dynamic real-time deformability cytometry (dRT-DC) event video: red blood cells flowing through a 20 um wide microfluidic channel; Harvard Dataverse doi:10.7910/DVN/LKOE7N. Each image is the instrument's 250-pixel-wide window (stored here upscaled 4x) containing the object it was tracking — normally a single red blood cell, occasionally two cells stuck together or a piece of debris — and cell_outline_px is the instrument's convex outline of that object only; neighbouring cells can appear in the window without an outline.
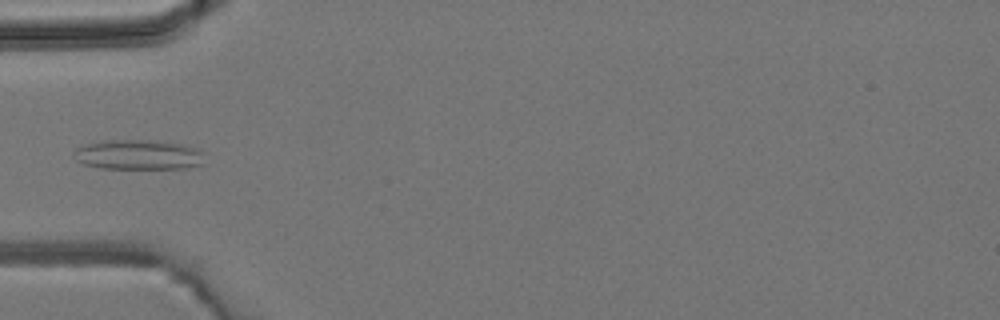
{"species": "common noctule bat (a hibernating species)", "species_latin": "Nyctalus noctula", "temperature_condition": "room temperature", "stored_images_in_passage": 4, "camera_frame_rate_fps": 3000, "um_per_image_px": 0.085, "animal": {"sex": "male", "body_mass_g": 19.2, "forearm_length_mm": 51.8}, "frame": {"image": 1, "passage_image": 4, "time_ms": 4.333, "image_size_px": [1000, 320], "cell_outline_px": [[204, 164], [188, 168], [100, 168], [84, 164], [76, 160], [72, 156], [72, 152], [80, 144], [100, 140], [152, 140], [184, 144], [200, 148], [204, 152]], "centroid_in_image_um": [11.76, 13.13], "position_along_channel_um": 73.2, "area_um2": 23.41}}